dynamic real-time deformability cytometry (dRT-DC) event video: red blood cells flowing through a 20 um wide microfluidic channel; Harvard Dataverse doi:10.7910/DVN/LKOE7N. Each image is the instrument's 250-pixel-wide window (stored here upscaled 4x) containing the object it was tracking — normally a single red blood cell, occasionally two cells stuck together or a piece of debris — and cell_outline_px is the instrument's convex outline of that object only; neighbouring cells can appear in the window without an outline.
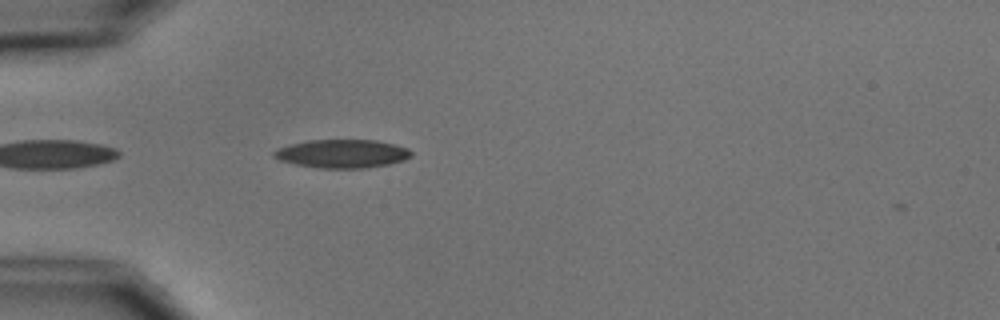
{"species": "common noctule bat (a hibernating species)", "species_latin": "Nyctalus noctula", "temperature_condition": "cold", "stored_images_in_passage": 5, "camera_frame_rate_fps": 3000, "um_per_image_px": 0.085, "animal": {"sex": "male", "body_mass_g": 15.6}, "frame": {"image": 1, "passage_image": 5, "time_ms": 4.667, "image_size_px": [1000, 320], "cell_outline_px": [[412, 156], [404, 160], [388, 164], [364, 168], [320, 168], [296, 164], [280, 160], [272, 156], [272, 152], [280, 148], [292, 144], [308, 140], [376, 140], [408, 148], [412, 152]], "centroid_in_image_um": [29.1, 13.06], "position_along_channel_um": 55.9, "area_um2": 22.54}}